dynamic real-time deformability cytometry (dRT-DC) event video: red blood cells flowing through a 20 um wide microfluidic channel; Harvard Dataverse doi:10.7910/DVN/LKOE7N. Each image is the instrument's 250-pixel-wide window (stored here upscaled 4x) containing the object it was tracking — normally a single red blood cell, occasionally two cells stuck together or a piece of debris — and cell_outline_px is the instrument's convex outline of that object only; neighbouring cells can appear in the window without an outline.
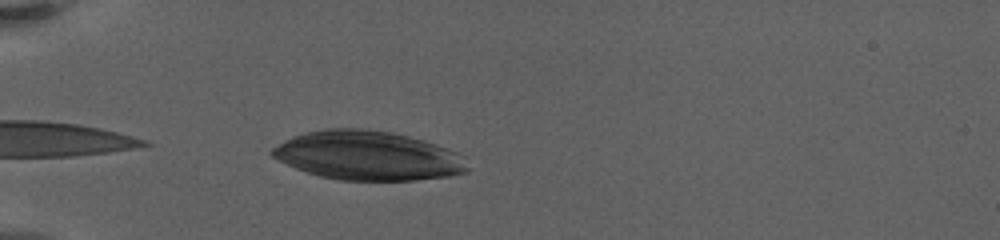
{"species": "human", "species_latin": "Homo sapiens", "temperature_condition": "warm", "stored_images_in_passage": 20, "camera_frame_rate_fps": 3000, "um_per_image_px": 0.085, "donor": {"sex": "female"}, "frame": {"image": 1, "passage_image": 2, "time_ms": 0.333, "image_size_px": [1000, 240], "cell_outline_px": [[468, 172], [448, 176], [416, 180], [340, 180], [320, 176], [296, 168], [272, 156], [268, 152], [272, 148], [284, 140], [292, 136], [304, 132], [328, 128], [364, 128], [392, 132], [424, 140], [456, 152], [468, 168]], "centroid_in_image_um": [31.22, 13.22], "position_along_channel_um": 53.8, "area_um2": 55.6}}
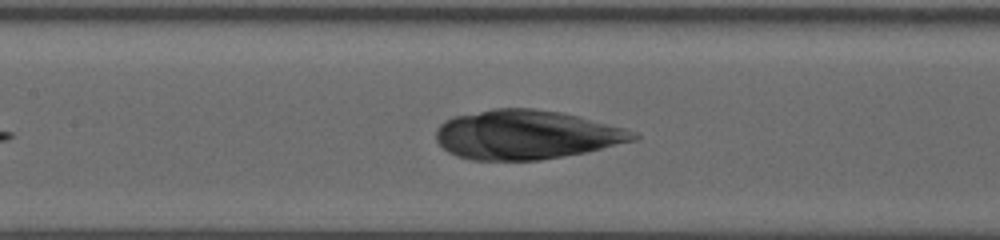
{"frame": {"image": 2, "passage_image": 13, "time_ms": 4.333, "image_size_px": [1000, 240], "cell_outline_px": [[640, 136], [636, 140], [584, 152], [564, 156], [540, 160], [472, 160], [456, 156], [448, 152], [436, 140], [436, 132], [440, 124], [444, 120], [456, 116], [496, 108], [532, 108], [560, 112], [624, 128], [636, 132]], "centroid_in_image_um": [44.7, 11.46], "position_along_channel_um": 162.7, "area_um2": 56.12}}
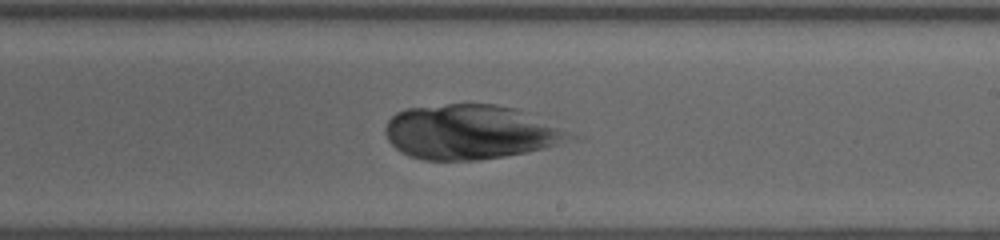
{"frame": {"image": 3, "passage_image": 20, "time_ms": 7.0, "image_size_px": [1000, 240], "cell_outline_px": [[576, 136], [556, 144], [544, 148], [528, 152], [504, 156], [476, 160], [424, 160], [408, 156], [400, 152], [388, 140], [384, 132], [384, 128], [388, 120], [396, 112], [404, 108], [448, 104], [492, 104], [516, 108], [568, 132]], "centroid_in_image_um": [39.88, 11.22], "position_along_channel_um": 249.1, "area_um2": 58.15}}